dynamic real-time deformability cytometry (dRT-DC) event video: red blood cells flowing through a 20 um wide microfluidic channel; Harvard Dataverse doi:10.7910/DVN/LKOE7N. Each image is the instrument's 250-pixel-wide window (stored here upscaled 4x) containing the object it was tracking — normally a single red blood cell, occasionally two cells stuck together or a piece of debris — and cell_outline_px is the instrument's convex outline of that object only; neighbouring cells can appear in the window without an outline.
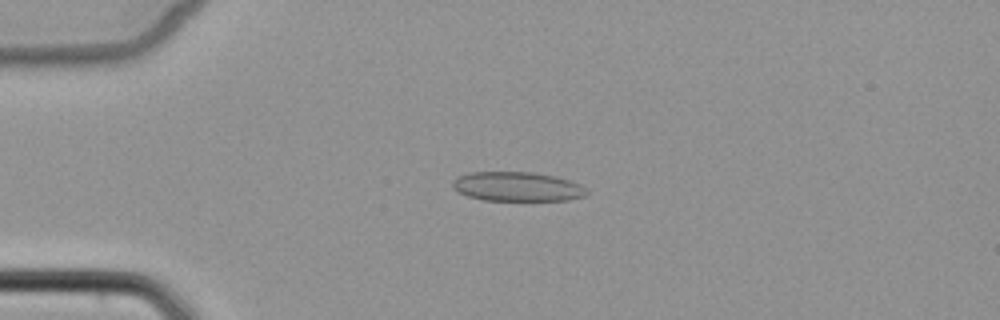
{"species": "common noctule bat (a hibernating species)", "species_latin": "Nyctalus noctula", "temperature_condition": "cold", "stored_images_in_passage": 6, "camera_frame_rate_fps": 3000, "um_per_image_px": 0.085, "animal": {"sex": "female", "body_mass_g": 22.7, "forearm_length_mm": 54.2}, "frame": {"image": 1, "passage_image": 3, "time_ms": 3.0, "image_size_px": [1000, 320], "cell_outline_px": [[588, 196], [568, 200], [484, 200], [468, 196], [456, 192], [452, 188], [452, 180], [456, 176], [468, 172], [532, 172], [556, 176], [580, 184], [588, 192]], "centroid_in_image_um": [43.93, 15.86], "position_along_channel_um": 41.1, "area_um2": 23.18}}
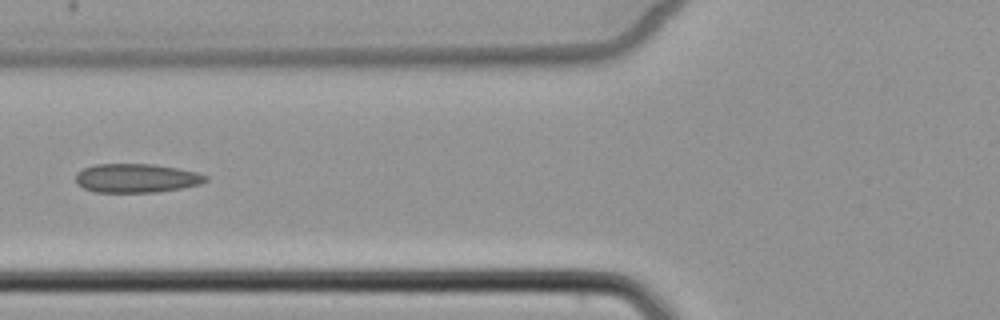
{"frame": {"image": 2, "passage_image": 5, "time_ms": 5.667, "image_size_px": [1000, 320], "cell_outline_px": [[208, 180], [200, 184], [184, 188], [156, 192], [96, 192], [84, 188], [76, 184], [76, 172], [84, 168], [96, 164], [152, 164], [176, 168], [196, 172], [208, 176]], "centroid_in_image_um": [11.59, 15.14], "position_along_channel_um": 114.2, "area_um2": 21.91}}
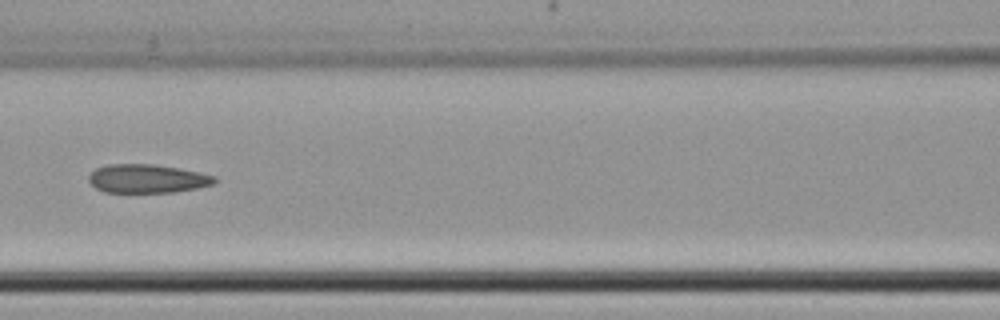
{"frame": {"image": 3, "passage_image": 6, "time_ms": 6.667, "image_size_px": [1000, 320], "cell_outline_px": [[216, 180], [212, 184], [196, 188], [172, 192], [104, 192], [96, 188], [88, 180], [88, 176], [96, 168], [108, 164], [152, 164], [180, 168], [200, 172], [216, 176]], "centroid_in_image_um": [12.5, 15.18], "position_along_channel_um": 154.1, "area_um2": 20.92}}